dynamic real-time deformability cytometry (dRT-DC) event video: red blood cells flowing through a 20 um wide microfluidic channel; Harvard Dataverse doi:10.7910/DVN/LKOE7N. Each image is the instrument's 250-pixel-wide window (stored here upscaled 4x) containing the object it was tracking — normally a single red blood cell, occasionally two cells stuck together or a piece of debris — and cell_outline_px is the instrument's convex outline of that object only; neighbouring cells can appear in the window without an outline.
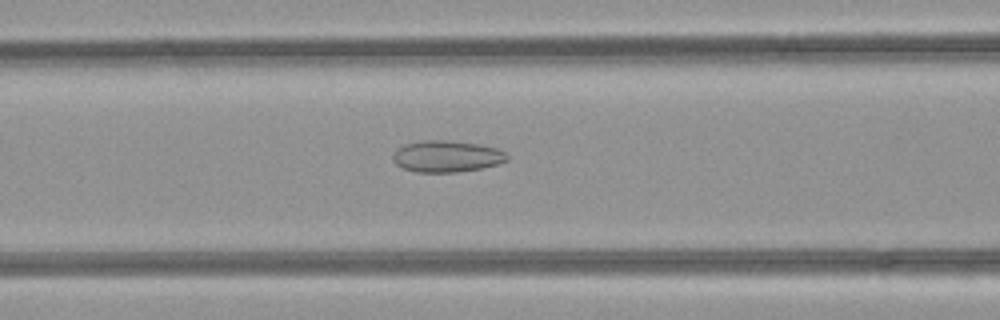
{"species": "common noctule bat (a hibernating species)", "species_latin": "Nyctalus noctula", "temperature_condition": "room temperature", "stored_images_in_passage": 32, "camera_frame_rate_fps": 3000, "um_per_image_px": 0.085, "animal": {"sex": "female", "body_mass_g": 21.9}, "frame": {"image": 1, "passage_image": 10, "time_ms": 3.0, "image_size_px": [1000, 320], "cell_outline_px": [[508, 160], [500, 164], [480, 168], [456, 172], [416, 172], [404, 168], [396, 164], [392, 160], [392, 156], [404, 144], [420, 140], [444, 140], [480, 144], [496, 148], [504, 152], [508, 156]], "centroid_in_image_um": [37.98, 13.29], "position_along_channel_um": 128.6, "area_um2": 20.92}}
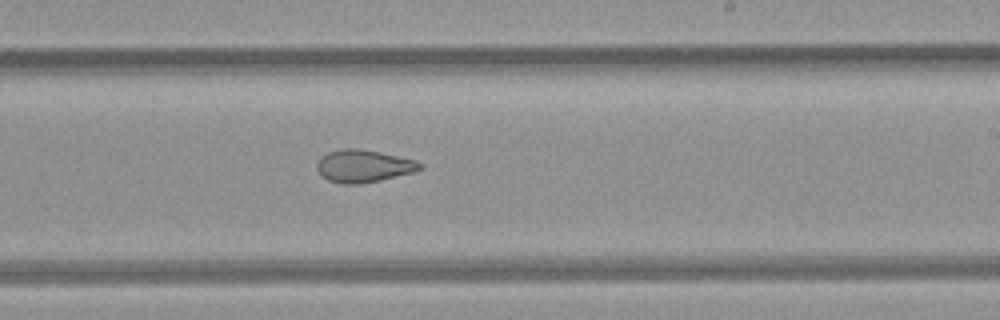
{"frame": {"image": 2, "passage_image": 19, "time_ms": 6.0, "image_size_px": [1000, 320], "cell_outline_px": [[424, 168], [416, 172], [380, 180], [360, 184], [344, 184], [328, 180], [316, 168], [316, 164], [328, 152], [340, 148], [356, 148], [380, 152], [416, 160], [424, 164]], "centroid_in_image_um": [30.96, 14.11], "position_along_channel_um": 258.0, "area_um2": 19.54}}
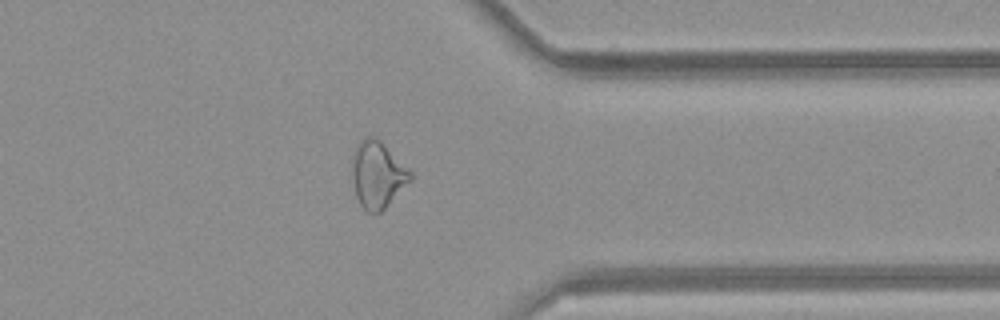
{"frame": {"image": 3, "passage_image": 28, "time_ms": 9.0, "image_size_px": [1000, 320], "cell_outline_px": [[412, 180], [380, 212], [368, 212], [360, 204], [356, 196], [352, 180], [352, 168], [356, 148], [360, 140], [368, 136], [376, 136], [412, 172]], "centroid_in_image_um": [32.1, 14.84], "position_along_channel_um": 379.3, "area_um2": 22.31}}